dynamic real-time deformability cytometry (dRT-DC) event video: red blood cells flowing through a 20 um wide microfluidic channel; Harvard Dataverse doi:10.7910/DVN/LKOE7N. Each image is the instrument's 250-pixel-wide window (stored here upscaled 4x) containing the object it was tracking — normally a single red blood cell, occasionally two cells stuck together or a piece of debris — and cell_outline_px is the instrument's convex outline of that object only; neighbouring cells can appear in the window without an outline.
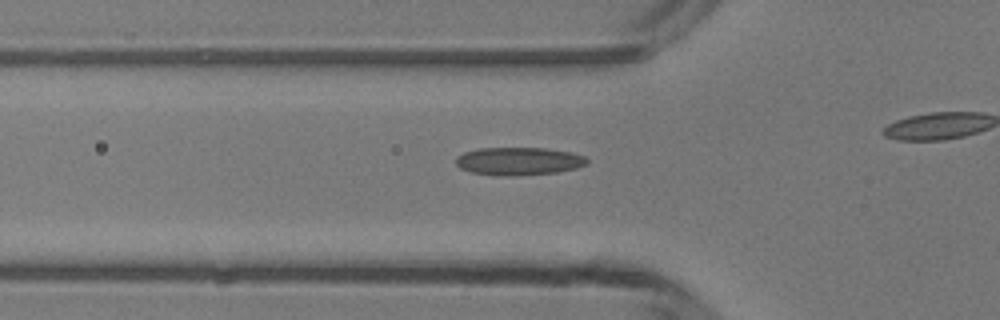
{"species": "common noctule bat (a hibernating species)", "species_latin": "Nyctalus noctula", "temperature_condition": "room temperature", "stored_images_in_passage": 32, "camera_frame_rate_fps": 3000, "um_per_image_px": 0.085, "animal": {"sex": "male", "body_mass_g": 13.3}, "frame": {"image": 1, "passage_image": 10, "time_ms": 3.0, "image_size_px": [1000, 320], "cell_outline_px": [[588, 164], [576, 168], [556, 172], [516, 176], [508, 176], [472, 172], [460, 168], [456, 164], [456, 156], [464, 152], [480, 148], [548, 148], [572, 152], [584, 156], [588, 160]], "centroid_in_image_um": [44.11, 13.69], "position_along_channel_um": 81.7, "area_um2": 21.33}}
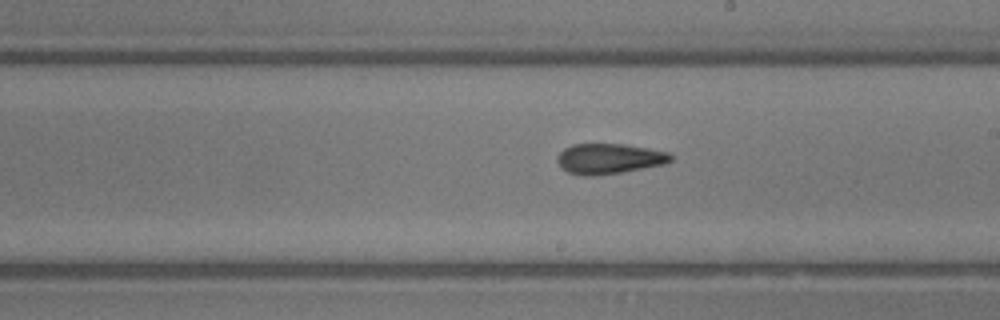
{"frame": {"image": 2, "passage_image": 21, "time_ms": 6.667, "image_size_px": [1000, 320], "cell_outline_px": [[672, 160], [664, 164], [620, 172], [596, 176], [584, 176], [568, 172], [556, 160], [556, 156], [564, 148], [572, 144], [624, 144], [648, 148], [668, 152], [672, 156]], "centroid_in_image_um": [51.76, 13.48], "position_along_channel_um": 237.2, "area_um2": 19.94}}
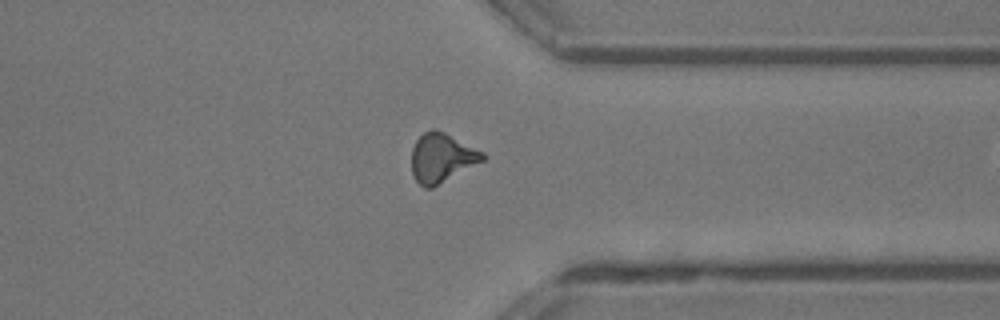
{"frame": {"image": 3, "passage_image": 31, "time_ms": 10.0, "image_size_px": [1000, 320], "cell_outline_px": [[488, 156], [484, 160], [432, 188], [424, 188], [412, 176], [412, 148], [416, 140], [424, 132], [432, 128], [436, 128], [484, 152]], "centroid_in_image_um": [37.54, 13.41], "position_along_channel_um": 373.9, "area_um2": 20.35}}